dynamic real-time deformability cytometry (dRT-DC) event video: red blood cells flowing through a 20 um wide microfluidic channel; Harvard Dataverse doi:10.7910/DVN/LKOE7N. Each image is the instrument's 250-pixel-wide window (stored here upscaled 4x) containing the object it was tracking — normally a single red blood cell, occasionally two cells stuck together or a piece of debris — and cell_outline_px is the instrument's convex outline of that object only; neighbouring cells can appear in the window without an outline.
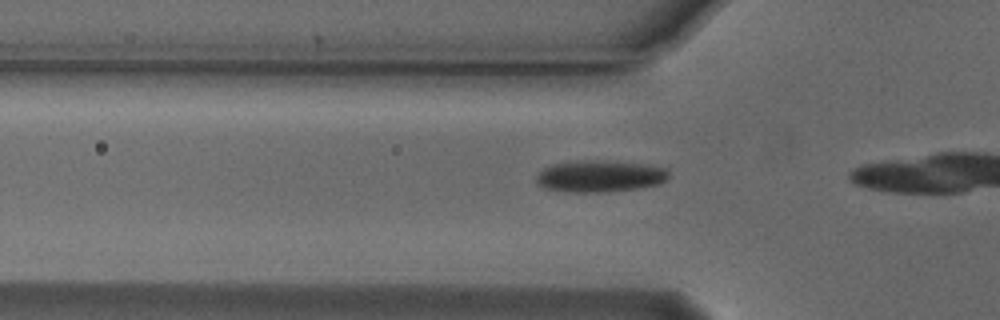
{"species": "Egyptian fruit bat (a non-hibernating species)", "species_latin": "Rousettus aegyptiacus", "temperature_condition": "cold", "stored_images_in_passage": 17, "camera_frame_rate_fps": 3000, "um_per_image_px": 0.085, "animal": {"sex": "male"}, "frame": {"image": 1, "passage_image": 14, "time_ms": 4.333, "image_size_px": [1000, 320], "cell_outline_px": [[668, 176], [660, 184], [636, 188], [604, 192], [572, 192], [544, 188], [536, 184], [536, 172], [552, 164], [584, 160], [596, 160], [640, 164], [664, 168], [668, 172]], "centroid_in_image_um": [50.9, 14.98], "position_along_channel_um": 74.9, "area_um2": 24.22}}